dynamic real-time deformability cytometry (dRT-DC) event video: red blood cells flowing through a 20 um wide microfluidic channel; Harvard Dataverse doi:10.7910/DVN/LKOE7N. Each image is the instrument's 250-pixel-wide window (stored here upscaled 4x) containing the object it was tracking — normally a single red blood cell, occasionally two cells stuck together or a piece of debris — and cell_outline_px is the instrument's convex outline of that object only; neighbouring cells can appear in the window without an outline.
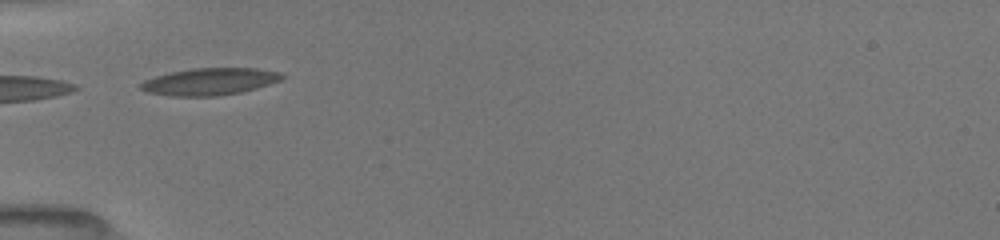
{"species": "common noctule bat (a hibernating species)", "species_latin": "Nyctalus noctula", "temperature_condition": "room temperature", "stored_images_in_passage": 7, "camera_frame_rate_fps": 3000, "um_per_image_px": 0.085, "animal": {"sex": "female", "body_mass_g": 19.5, "forearm_length_mm": 54.1}, "frame": {"image": 1, "passage_image": 5, "time_ms": 1.333, "image_size_px": [1000, 240], "cell_outline_px": [[284, 76], [280, 80], [256, 88], [240, 92], [216, 96], [168, 96], [148, 92], [140, 88], [140, 84], [144, 80], [156, 76], [172, 72], [192, 68], [256, 68], [280, 72]], "centroid_in_image_um": [17.81, 6.93], "position_along_channel_um": 67.2, "area_um2": 22.08}}
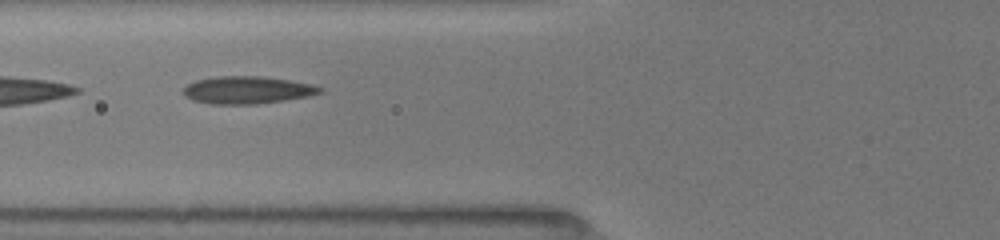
{"frame": {"image": 2, "passage_image": 6, "time_ms": 1.667, "image_size_px": [1000, 240], "cell_outline_px": [[324, 88], [320, 92], [308, 96], [284, 100], [256, 104], [212, 104], [192, 100], [184, 96], [184, 88], [188, 84], [196, 80], [216, 76], [260, 76], [288, 80], [312, 84]], "centroid_in_image_um": [20.99, 7.65], "position_along_channel_um": 104.8, "area_um2": 21.73}}